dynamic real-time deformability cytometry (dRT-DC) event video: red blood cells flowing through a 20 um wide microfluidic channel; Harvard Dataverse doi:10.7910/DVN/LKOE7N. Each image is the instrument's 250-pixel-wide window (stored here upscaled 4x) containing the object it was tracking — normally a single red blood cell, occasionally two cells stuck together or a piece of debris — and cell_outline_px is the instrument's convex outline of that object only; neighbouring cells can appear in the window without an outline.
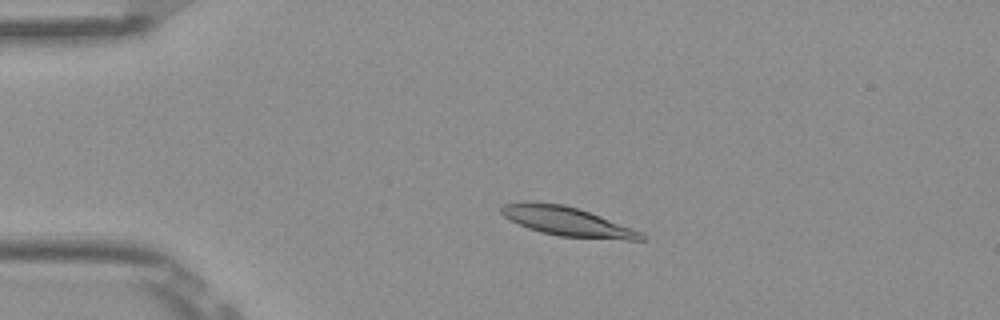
{"species": "Egyptian fruit bat (a non-hibernating species)", "species_latin": "Rousettus aegyptiacus", "temperature_condition": "room temperature", "stored_images_in_passage": 52, "camera_frame_rate_fps": 3000, "um_per_image_px": 0.085, "frame": {"image": 1, "passage_image": 11, "time_ms": 3.333, "image_size_px": [1000, 320], "cell_outline_px": [[648, 240], [624, 240], [560, 236], [540, 232], [528, 228], [504, 216], [500, 212], [500, 208], [504, 204], [564, 204], [600, 216], [640, 232], [648, 236]], "centroid_in_image_um": [48.3, 18.87], "position_along_channel_um": 36.7, "area_um2": 22.83}}
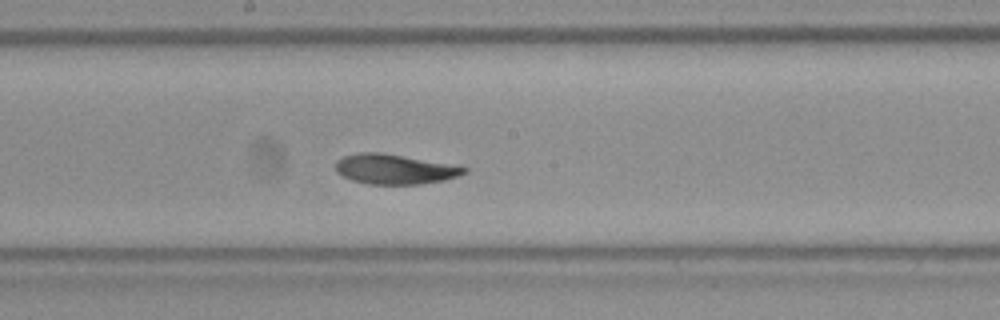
{"frame": {"image": 2, "passage_image": 28, "time_ms": 9.0, "image_size_px": [1000, 320], "cell_outline_px": [[468, 172], [460, 176], [444, 180], [420, 184], [368, 184], [352, 180], [336, 172], [336, 160], [344, 156], [360, 152], [380, 152], [460, 164], [468, 168]], "centroid_in_image_um": [33.64, 14.36], "position_along_channel_um": 214.6, "area_um2": 22.89}}
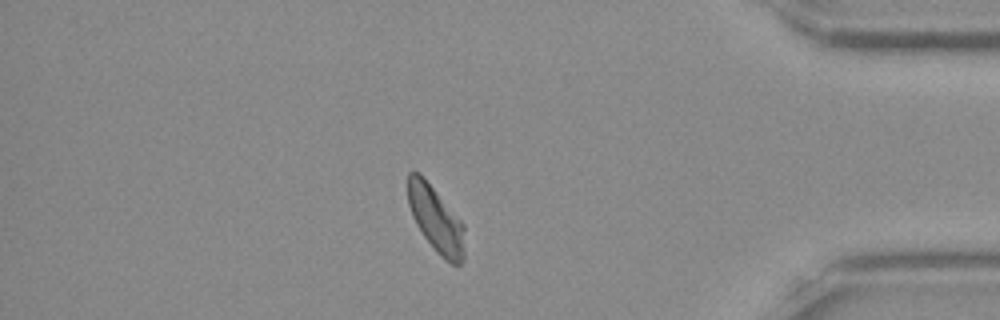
{"frame": {"image": 3, "passage_image": 45, "time_ms": 14.667, "image_size_px": [1000, 320], "cell_outline_px": [[464, 260], [460, 264], [452, 264], [444, 260], [436, 252], [424, 236], [416, 224], [412, 216], [408, 204], [408, 172], [420, 172], [424, 176], [464, 224]], "centroid_in_image_um": [37.05, 18.64], "position_along_channel_um": 398.1, "area_um2": 21.91}, "authors_computed_cell_mechanics": {"area_um2": 23.0622, "velocity_mm_per_s": 3.8346, "shape_relaxation_time_tau1_ms": 5.0235, "shape_relaxation_time_tau2_ms": 2.1573, "deformation_change_tau1": 0.1346, "deformation_change_tau2": 0.0623}}